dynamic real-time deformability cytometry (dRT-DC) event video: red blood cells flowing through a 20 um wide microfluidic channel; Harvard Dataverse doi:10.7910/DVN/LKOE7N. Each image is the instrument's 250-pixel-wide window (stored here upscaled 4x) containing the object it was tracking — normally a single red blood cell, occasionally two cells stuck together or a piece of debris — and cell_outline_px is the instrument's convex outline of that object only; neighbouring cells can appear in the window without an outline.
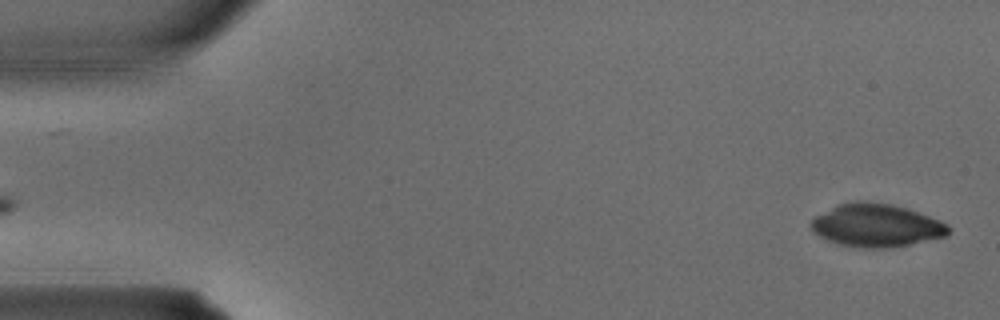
{"species": "common noctule bat (a hibernating species)", "species_latin": "Nyctalus noctula", "temperature_condition": "warm", "stored_images_in_passage": 3, "segment_of_instrument_passage": [2, 2], "camera_frame_rate_fps": 3000, "um_per_image_px": 0.085, "animal": {"sex": "male", "body_mass_g": 15.6}, "frame": {"image": 1, "passage_image": 3, "time_ms": 0.667, "image_size_px": [1000, 320], "cell_outline_px": [[952, 228], [948, 236], [908, 244], [884, 248], [860, 248], [840, 244], [828, 240], [812, 232], [808, 224], [816, 216], [836, 204], [856, 200], [868, 200], [892, 204], [908, 208], [940, 220], [948, 224]], "centroid_in_image_um": [74.49, 19.14], "position_along_channel_um": 10.5, "area_um2": 34.85}}